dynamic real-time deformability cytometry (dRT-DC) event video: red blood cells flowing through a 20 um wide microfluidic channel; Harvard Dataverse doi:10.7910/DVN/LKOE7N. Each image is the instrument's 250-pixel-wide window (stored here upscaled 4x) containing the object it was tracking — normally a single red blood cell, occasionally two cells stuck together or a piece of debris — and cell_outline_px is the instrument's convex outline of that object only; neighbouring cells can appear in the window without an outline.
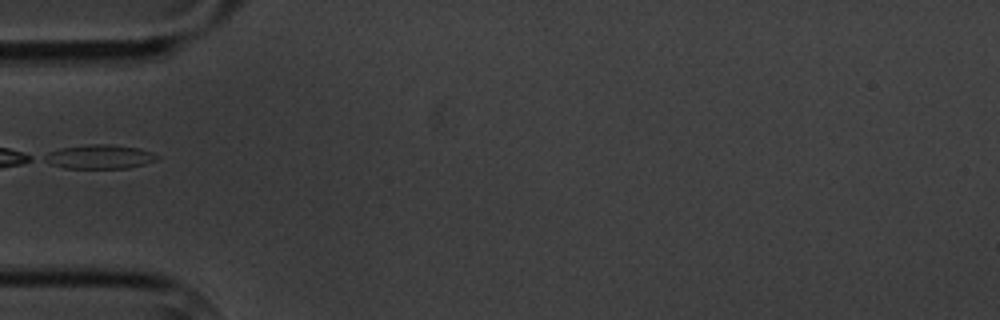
{"species": "common noctule bat (a hibernating species)", "species_latin": "Nyctalus noctula", "temperature_condition": "cold", "stored_images_in_passage": 4, "segment_of_instrument_passage": [2, 2], "camera_frame_rate_fps": 3000, "um_per_image_px": 0.085, "animal": {"sex": "male", "body_mass_g": 20.1, "forearm_length_mm": 53.5}, "frame": {"image": 1, "passage_image": 4, "time_ms": 4.0, "image_size_px": [1000, 320], "cell_outline_px": [[160, 156], [156, 160], [144, 164], [128, 168], [64, 168], [48, 164], [40, 160], [40, 156], [48, 152], [60, 148], [84, 144], [112, 144], [140, 148], [152, 152]], "centroid_in_image_um": [8.38, 13.32], "position_along_channel_um": 76.6, "area_um2": 16.24}}